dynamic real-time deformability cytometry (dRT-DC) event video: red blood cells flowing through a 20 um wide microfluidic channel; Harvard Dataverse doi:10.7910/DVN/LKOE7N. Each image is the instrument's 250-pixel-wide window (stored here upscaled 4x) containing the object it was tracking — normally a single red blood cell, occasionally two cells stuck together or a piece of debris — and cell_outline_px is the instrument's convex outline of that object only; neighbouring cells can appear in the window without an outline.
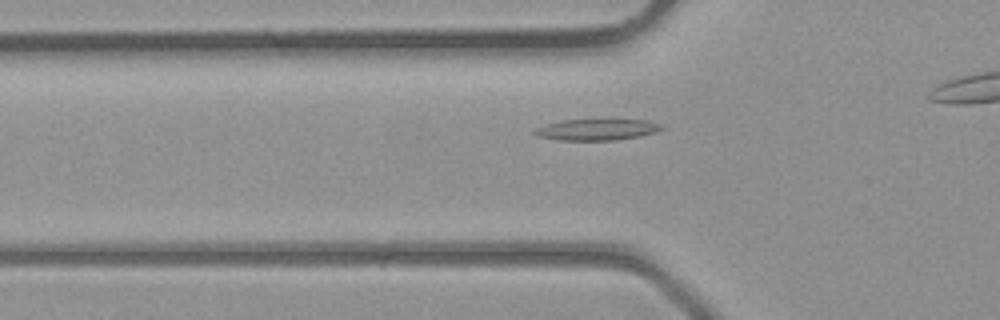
{"species": "common noctule bat (a hibernating species)", "species_latin": "Nyctalus noctula", "temperature_condition": "room temperature", "stored_images_in_passage": 28, "camera_frame_rate_fps": 3000, "um_per_image_px": 0.085, "animal": {"sex": "male", "body_mass_g": 23.1, "forearm_length_mm": 52.7}, "frame": {"image": 1, "passage_image": 9, "time_ms": 2.667, "image_size_px": [1000, 320], "cell_outline_px": [[664, 128], [656, 132], [640, 136], [616, 140], [560, 140], [540, 136], [532, 132], [536, 128], [548, 124], [564, 120], [648, 120], [660, 124]], "centroid_in_image_um": [50.78, 11.02], "position_along_channel_um": 75.0, "area_um2": 15.43}}
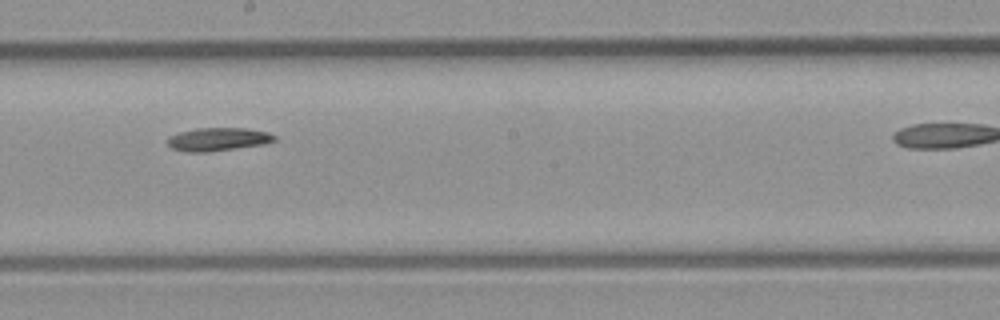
{"frame": {"image": 2, "passage_image": 18, "time_ms": 5.667, "image_size_px": [1000, 320], "cell_outline_px": [[276, 140], [264, 144], [204, 152], [184, 152], [172, 148], [168, 144], [168, 136], [180, 132], [196, 128], [244, 128], [268, 132], [276, 136]], "centroid_in_image_um": [18.51, 11.83], "position_along_channel_um": 229.7, "area_um2": 14.33}}
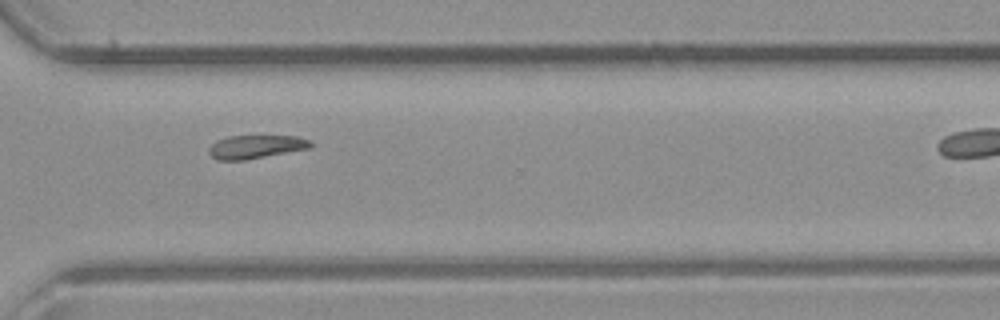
{"frame": {"image": 3, "passage_image": 25, "time_ms": 8.0, "image_size_px": [1000, 320], "cell_outline_px": [[312, 148], [244, 160], [216, 160], [208, 152], [208, 148], [216, 140], [228, 136], [300, 136], [312, 140]], "centroid_in_image_um": [21.77, 12.47], "position_along_channel_um": 348.8, "area_um2": 14.05}}